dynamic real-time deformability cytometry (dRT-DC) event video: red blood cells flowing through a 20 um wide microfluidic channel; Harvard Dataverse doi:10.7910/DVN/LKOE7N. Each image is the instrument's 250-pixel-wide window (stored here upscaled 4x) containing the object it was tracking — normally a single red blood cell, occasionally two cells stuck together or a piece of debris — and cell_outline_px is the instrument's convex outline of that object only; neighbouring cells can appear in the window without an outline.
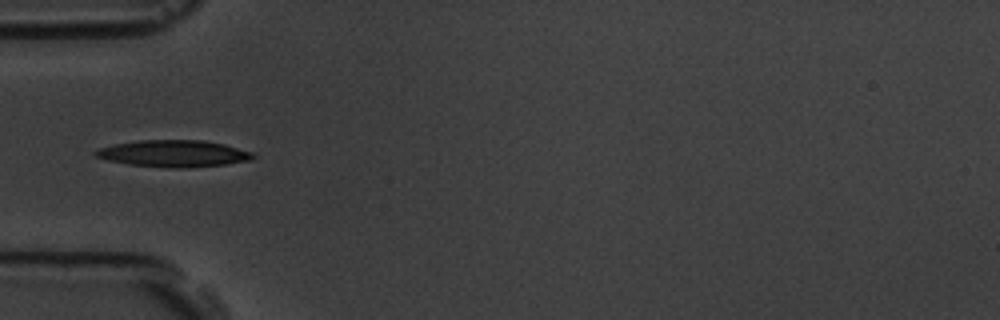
{"species": "common noctule bat (a hibernating species)", "species_latin": "Nyctalus noctula", "temperature_condition": "room temperature", "stored_images_in_passage": 9, "camera_frame_rate_fps": 3000, "um_per_image_px": 0.085, "animal": {"sex": "male", "body_mass_g": 19.5, "forearm_length_mm": 54.6}, "frame": {"image": 1, "passage_image": 6, "time_ms": 5.667, "image_size_px": [1000, 320], "cell_outline_px": [[256, 156], [248, 160], [224, 164], [184, 168], [168, 168], [128, 164], [108, 160], [96, 156], [92, 152], [100, 148], [116, 144], [140, 140], [204, 140], [224, 144], [252, 152]], "centroid_in_image_um": [14.75, 13.05], "position_along_channel_um": 70.3, "area_um2": 24.33}}
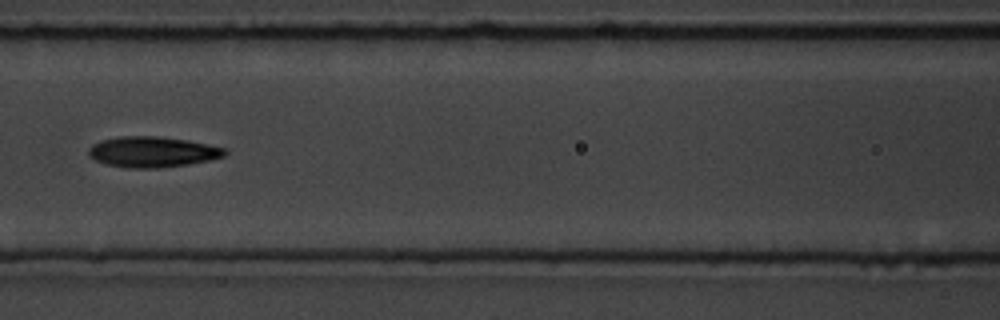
{"frame": {"image": 2, "passage_image": 8, "time_ms": 8.0, "image_size_px": [1000, 320], "cell_outline_px": [[228, 152], [224, 156], [212, 160], [188, 164], [156, 168], [132, 168], [104, 164], [88, 156], [88, 148], [92, 144], [100, 140], [120, 136], [160, 136], [188, 140], [228, 148]], "centroid_in_image_um": [12.97, 12.9], "position_along_channel_um": 153.6, "area_um2": 24.62}}
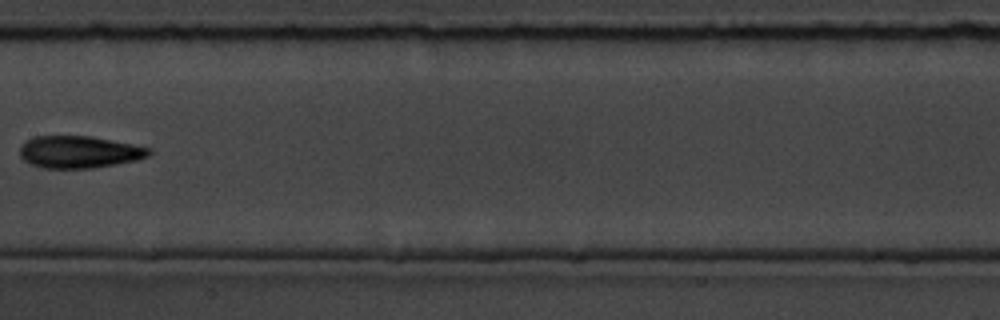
{"frame": {"image": 3, "passage_image": 9, "time_ms": 9.333, "image_size_px": [1000, 320], "cell_outline_px": [[152, 152], [148, 156], [136, 160], [116, 164], [92, 168], [44, 168], [32, 164], [24, 160], [20, 156], [20, 148], [32, 136], [92, 136], [152, 148]], "centroid_in_image_um": [6.75, 12.91], "position_along_channel_um": 200.6, "area_um2": 24.1}}